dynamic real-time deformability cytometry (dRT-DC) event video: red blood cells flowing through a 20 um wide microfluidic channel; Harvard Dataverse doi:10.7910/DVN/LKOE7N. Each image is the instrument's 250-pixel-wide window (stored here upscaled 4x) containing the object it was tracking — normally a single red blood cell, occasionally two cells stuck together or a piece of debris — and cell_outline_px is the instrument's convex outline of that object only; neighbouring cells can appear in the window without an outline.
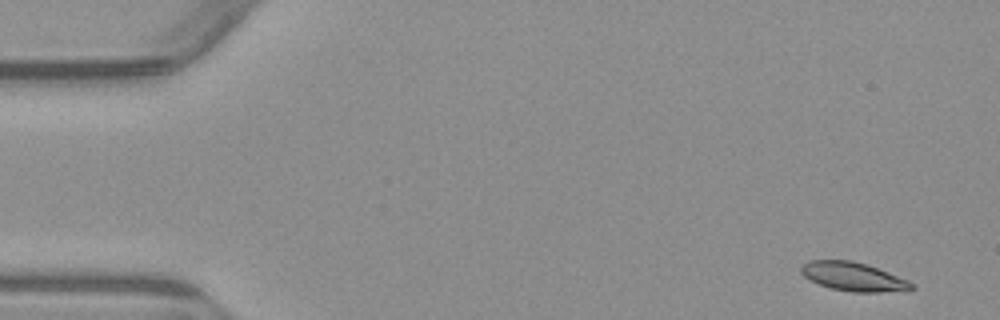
{"species": "common noctule bat (a hibernating species)", "species_latin": "Nyctalus noctula", "temperature_condition": "warm", "stored_images_in_passage": 4, "camera_frame_rate_fps": 3000, "um_per_image_px": 0.085, "animal": {"sex": "male", "body_mass_g": 23.1, "forearm_length_mm": 52.7}, "frame": {"image": 1, "passage_image": 1, "time_ms": 0.0, "image_size_px": [1000, 320], "cell_outline_px": [[916, 288], [908, 292], [852, 292], [832, 288], [820, 284], [804, 276], [800, 272], [800, 268], [808, 260], [852, 260], [868, 264], [908, 280], [916, 284]], "centroid_in_image_um": [72.63, 23.53], "position_along_channel_um": 12.4, "area_um2": 18.79}}
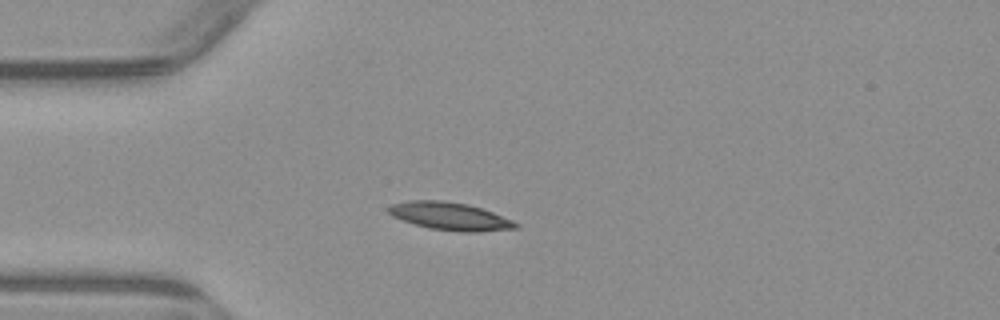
{"frame": {"image": 2, "passage_image": 4, "time_ms": 3.667, "image_size_px": [1000, 320], "cell_outline_px": [[520, 228], [480, 232], [460, 232], [428, 228], [392, 216], [388, 212], [388, 204], [408, 200], [444, 200], [468, 204], [492, 212], [512, 220], [520, 224]], "centroid_in_image_um": [38.25, 18.38], "position_along_channel_um": 46.7, "area_um2": 20.75}}